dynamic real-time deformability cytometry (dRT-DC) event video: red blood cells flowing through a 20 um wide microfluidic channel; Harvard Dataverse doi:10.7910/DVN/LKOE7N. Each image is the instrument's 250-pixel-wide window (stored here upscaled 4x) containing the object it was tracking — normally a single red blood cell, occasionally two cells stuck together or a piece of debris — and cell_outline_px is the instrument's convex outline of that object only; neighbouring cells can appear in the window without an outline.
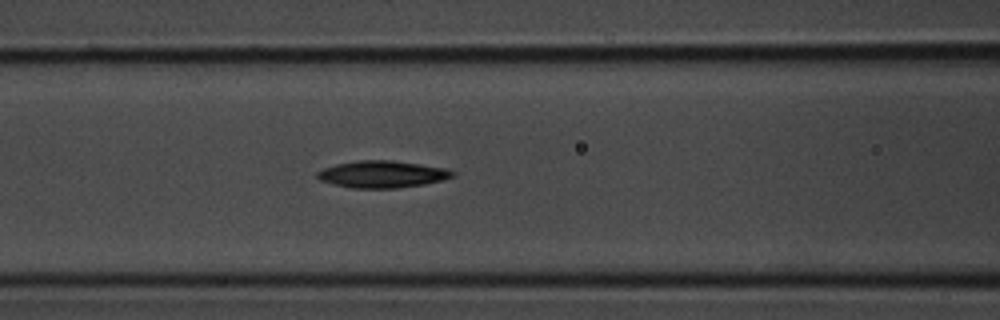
{"species": "common noctule bat (a hibernating species)", "species_latin": "Nyctalus noctula", "temperature_condition": "room temperature", "stored_images_in_passage": 5, "camera_frame_rate_fps": 3000, "um_per_image_px": 0.085, "animal": {"sex": "male", "body_mass_g": 20.1, "forearm_length_mm": 53.5}, "frame": {"image": 1, "passage_image": 5, "time_ms": 1.333, "image_size_px": [1000, 320], "cell_outline_px": [[456, 176], [424, 184], [396, 188], [352, 188], [332, 184], [320, 180], [316, 176], [316, 172], [324, 168], [336, 164], [356, 160], [392, 160], [420, 164], [444, 168], [456, 172]], "centroid_in_image_um": [32.47, 14.81], "position_along_channel_um": 134.1, "area_um2": 21.27}}